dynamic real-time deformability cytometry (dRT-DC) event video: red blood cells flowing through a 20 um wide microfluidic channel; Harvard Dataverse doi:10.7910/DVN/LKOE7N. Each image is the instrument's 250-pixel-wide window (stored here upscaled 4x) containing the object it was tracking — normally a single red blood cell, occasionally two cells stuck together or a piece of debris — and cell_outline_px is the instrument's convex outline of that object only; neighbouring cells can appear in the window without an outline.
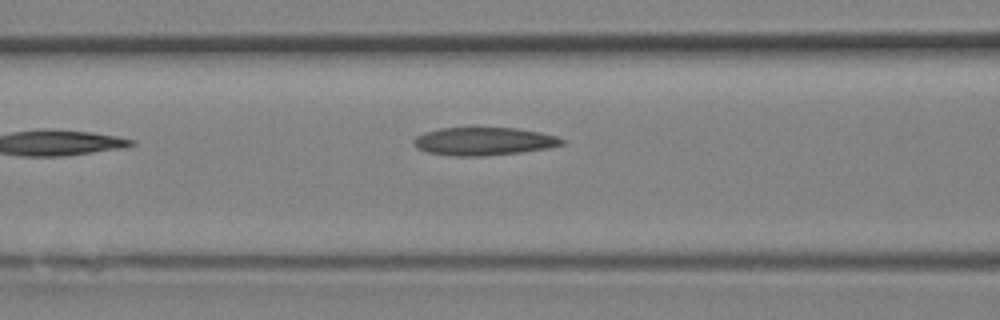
{"species": "Egyptian fruit bat (a non-hibernating species)", "species_latin": "Rousettus aegyptiacus", "temperature_condition": "room temperature", "stored_images_in_passage": 11, "camera_frame_rate_fps": 3000, "um_per_image_px": 0.085, "animal": {"sex": "female"}, "frame": {"image": 1, "passage_image": 11, "time_ms": 3.333, "image_size_px": [1000, 320], "cell_outline_px": [[568, 140], [564, 144], [548, 148], [520, 152], [484, 156], [452, 156], [428, 152], [416, 148], [412, 140], [416, 136], [424, 132], [440, 128], [516, 128], [540, 132], [556, 136]], "centroid_in_image_um": [41.13, 12.01], "position_along_channel_um": 125.5, "area_um2": 24.28}}